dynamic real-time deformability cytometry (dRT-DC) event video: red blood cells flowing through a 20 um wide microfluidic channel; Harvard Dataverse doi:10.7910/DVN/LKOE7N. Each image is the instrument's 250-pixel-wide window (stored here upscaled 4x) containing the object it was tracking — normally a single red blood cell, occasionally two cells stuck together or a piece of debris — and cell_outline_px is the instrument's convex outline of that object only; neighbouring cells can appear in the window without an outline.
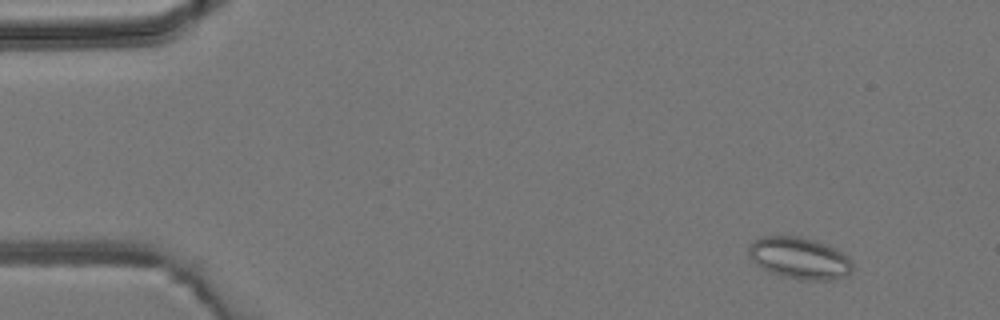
{"species": "common noctule bat (a hibernating species)", "species_latin": "Nyctalus noctula", "temperature_condition": "room temperature", "stored_images_in_passage": 7, "camera_frame_rate_fps": 3000, "um_per_image_px": 0.085, "animal": {"sex": "male", "body_mass_g": 19.2, "forearm_length_mm": 51.8}, "frame": {"image": 1, "passage_image": 2, "time_ms": 1.0, "image_size_px": [1000, 320], "cell_outline_px": [[852, 272], [848, 276], [832, 280], [800, 280], [780, 276], [768, 272], [760, 268], [752, 260], [748, 252], [748, 244], [752, 240], [764, 236], [796, 236], [812, 240], [836, 248], [848, 256], [852, 264]], "centroid_in_image_um": [67.94, 21.96], "position_along_channel_um": 17.1, "area_um2": 25.61}}